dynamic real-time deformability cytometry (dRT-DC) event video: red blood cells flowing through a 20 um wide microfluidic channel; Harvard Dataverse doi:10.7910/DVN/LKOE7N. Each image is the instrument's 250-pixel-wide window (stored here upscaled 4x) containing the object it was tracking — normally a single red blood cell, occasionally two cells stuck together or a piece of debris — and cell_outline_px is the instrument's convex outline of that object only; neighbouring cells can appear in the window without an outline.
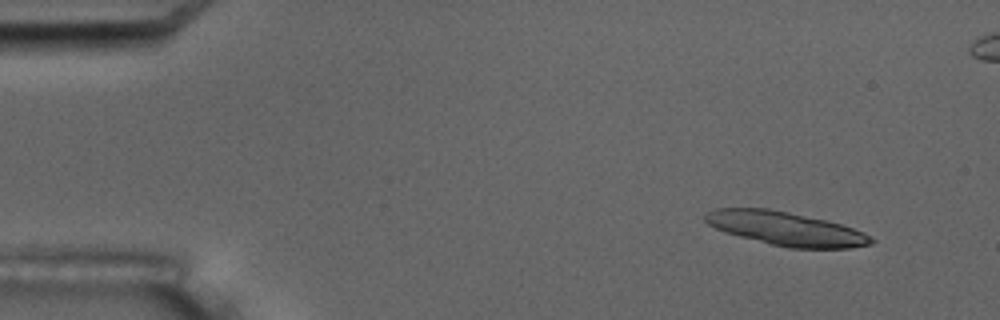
{"species": "common noctule bat (a hibernating species)", "species_latin": "Nyctalus noctula", "temperature_condition": "room temperature", "stored_images_in_passage": 6, "camera_frame_rate_fps": 3000, "um_per_image_px": 0.085, "animal": {"sex": "male", "body_mass_g": 17.5, "forearm_length_mm": 52.3}, "frame": {"image": 1, "passage_image": 2, "time_ms": 1.0, "image_size_px": [1000, 320], "cell_outline_px": [[876, 240], [872, 244], [852, 248], [788, 248], [724, 232], [708, 224], [704, 220], [704, 216], [708, 212], [716, 208], [768, 208], [828, 220], [864, 232]], "centroid_in_image_um": [66.82, 19.43], "position_along_channel_um": 18.2, "area_um2": 32.48}}